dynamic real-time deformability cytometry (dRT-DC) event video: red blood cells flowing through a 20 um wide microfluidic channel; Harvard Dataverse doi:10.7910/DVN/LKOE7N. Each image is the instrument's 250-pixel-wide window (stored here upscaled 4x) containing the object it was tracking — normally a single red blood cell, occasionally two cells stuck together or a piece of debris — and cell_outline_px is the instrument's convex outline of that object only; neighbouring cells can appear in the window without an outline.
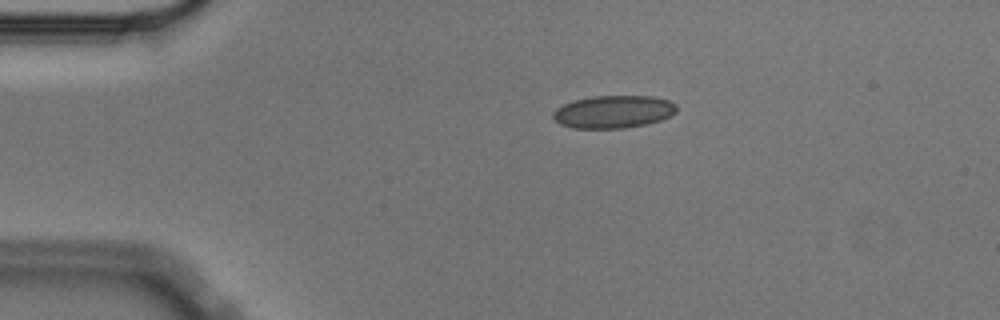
{"species": "Egyptian fruit bat (a non-hibernating species)", "species_latin": "Rousettus aegyptiacus", "temperature_condition": "cold", "stored_images_in_passage": 46, "camera_frame_rate_fps": 3000, "um_per_image_px": 0.085, "animal": {"sex": "male"}, "frame": {"image": 1, "passage_image": 1, "time_ms": 0.0, "image_size_px": [1000, 320], "cell_outline_px": [[676, 112], [672, 116], [660, 120], [644, 124], [624, 128], [572, 128], [560, 124], [552, 116], [552, 112], [556, 108], [564, 104], [576, 100], [592, 96], [652, 96], [668, 100], [676, 104]], "centroid_in_image_um": [52.14, 9.5], "position_along_channel_um": 32.9, "area_um2": 23.47}}
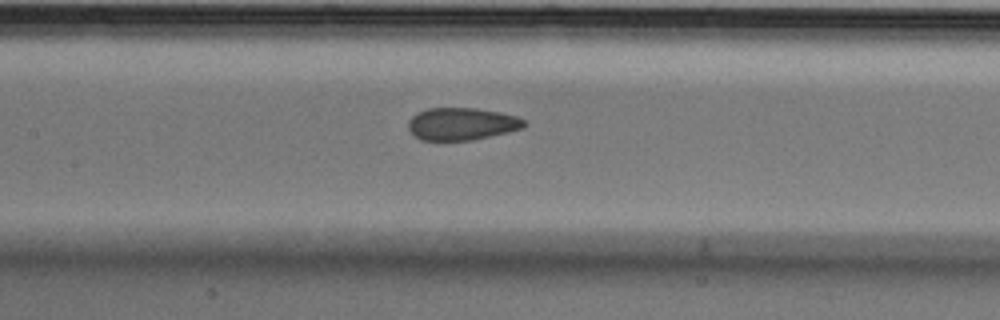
{"frame": {"image": 2, "passage_image": 16, "time_ms": 5.0, "image_size_px": [1000, 320], "cell_outline_px": [[524, 128], [472, 140], [420, 140], [408, 128], [408, 120], [416, 112], [428, 108], [476, 108], [500, 112], [516, 116], [524, 120]], "centroid_in_image_um": [39.22, 10.52], "position_along_channel_um": 168.2, "area_um2": 21.79}}
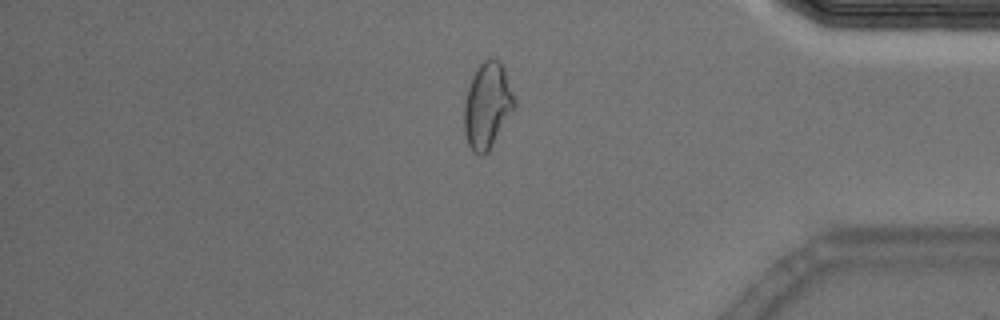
{"frame": {"image": 3, "passage_image": 37, "time_ms": 12.0, "image_size_px": [1000, 320], "cell_outline_px": [[516, 104], [488, 152], [480, 156], [472, 152], [468, 144], [464, 132], [464, 104], [468, 88], [472, 76], [476, 68], [488, 56], [496, 60], [500, 64], [504, 72], [512, 92]], "centroid_in_image_um": [41.38, 9.0], "position_along_channel_um": 393.8, "area_um2": 24.68}, "authors_computed_cell_mechanics": {"area_um2": 23.1489, "velocity_mm_per_s": 3.5757, "shape_relaxation_time_tau1_ms": 8.4236, "shape_relaxation_time_tau2_ms": 1.6414, "deformation_change_tau1": 0.1187, "deformation_change_tau2": 0.0583}}